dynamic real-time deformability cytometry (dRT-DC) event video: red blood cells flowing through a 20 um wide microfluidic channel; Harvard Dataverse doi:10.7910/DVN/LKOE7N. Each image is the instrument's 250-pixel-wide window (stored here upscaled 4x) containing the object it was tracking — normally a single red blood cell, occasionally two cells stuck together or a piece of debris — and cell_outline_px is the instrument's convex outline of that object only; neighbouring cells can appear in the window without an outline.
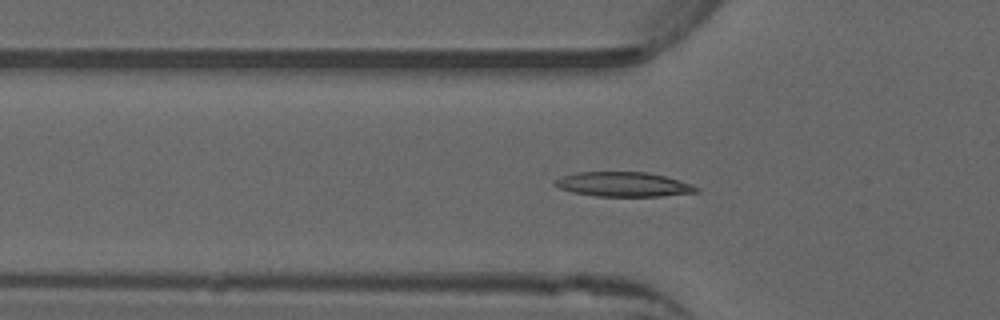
{"species": "common noctule bat (a hibernating species)", "species_latin": "Nyctalus noctula", "temperature_condition": "warm", "stored_images_in_passage": 46, "camera_frame_rate_fps": 3000, "um_per_image_px": 0.085, "animal": {"sex": "male", "forearm_length_mm": 52.5}, "frame": {"image": 1, "passage_image": 16, "time_ms": 5.0, "image_size_px": [1000, 320], "cell_outline_px": [[700, 192], [660, 196], [596, 196], [572, 192], [560, 188], [552, 184], [552, 176], [576, 172], [648, 172], [664, 176], [692, 184], [700, 188]], "centroid_in_image_um": [52.9, 15.66], "position_along_channel_um": 72.9, "area_um2": 20.63}}
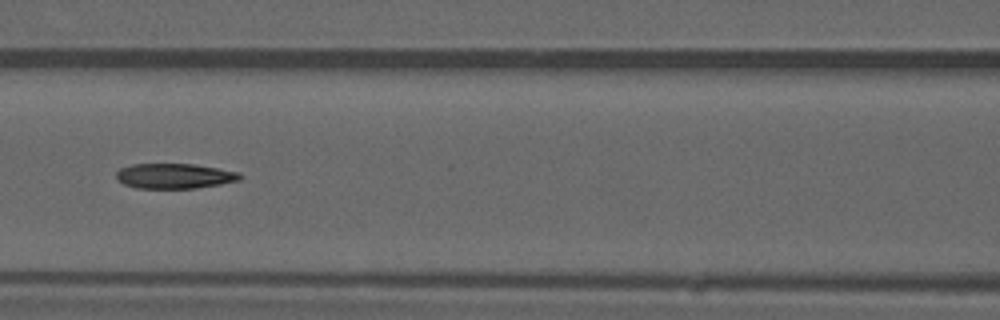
{"frame": {"image": 2, "passage_image": 22, "time_ms": 7.0, "image_size_px": [1000, 320], "cell_outline_px": [[244, 176], [240, 180], [220, 184], [196, 188], [136, 188], [124, 184], [116, 180], [116, 172], [120, 168], [132, 164], [192, 164], [240, 172]], "centroid_in_image_um": [14.82, 14.96], "position_along_channel_um": 151.8, "area_um2": 18.15}}
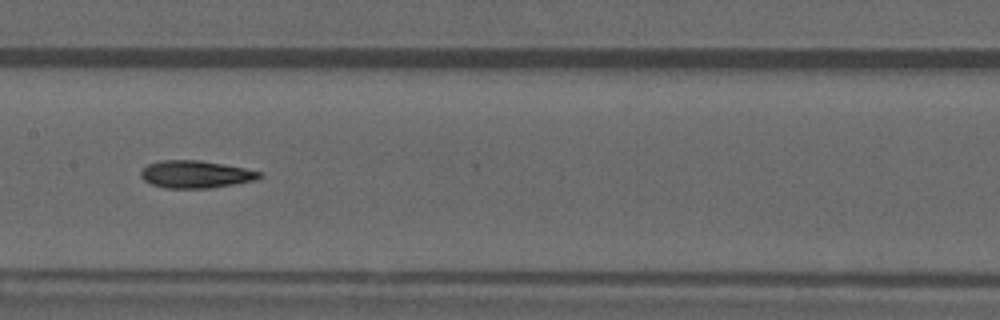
{"frame": {"image": 3, "passage_image": 25, "time_ms": 8.0, "image_size_px": [1000, 320], "cell_outline_px": [[264, 176], [256, 180], [208, 188], [164, 188], [152, 184], [144, 180], [140, 176], [140, 172], [148, 164], [164, 160], [200, 160], [224, 164], [244, 168], [260, 172]], "centroid_in_image_um": [16.63, 14.81], "position_along_channel_um": 190.8, "area_um2": 18.84}, "authors_computed_cell_mechanics": {"area_um2": 19.1029, "velocity_mm_per_s": 3.9381, "shape_relaxation_time_tau1_ms": null, "shape_relaxation_time_tau2_ms": 5.1451, "deformation_change_tau1": null, "deformation_change_tau2": 0.1444}}